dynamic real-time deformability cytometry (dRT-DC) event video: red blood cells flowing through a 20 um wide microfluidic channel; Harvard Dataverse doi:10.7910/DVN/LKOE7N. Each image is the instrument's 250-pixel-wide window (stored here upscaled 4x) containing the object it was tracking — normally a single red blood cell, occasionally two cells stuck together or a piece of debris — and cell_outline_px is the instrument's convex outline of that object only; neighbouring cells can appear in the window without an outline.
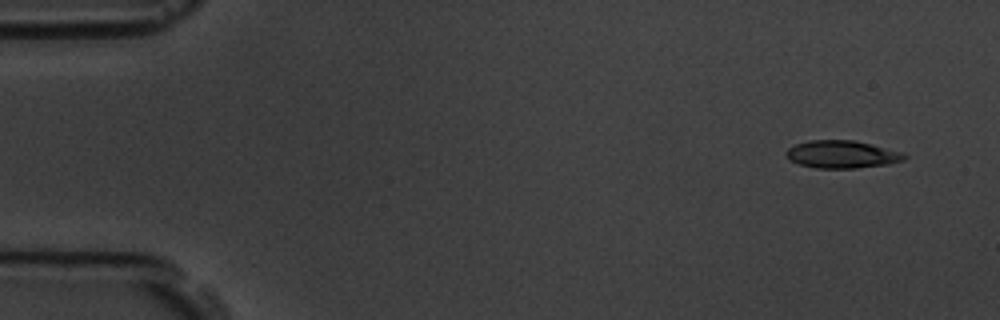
{"species": "common noctule bat (a hibernating species)", "species_latin": "Nyctalus noctula", "temperature_condition": "room temperature", "stored_images_in_passage": 5, "camera_frame_rate_fps": 3000, "um_per_image_px": 0.085, "animal": {"sex": "male", "body_mass_g": 19.5, "forearm_length_mm": 54.6}, "frame": {"image": 1, "passage_image": 1, "time_ms": 0.0, "image_size_px": [1000, 320], "cell_outline_px": [[908, 156], [904, 160], [888, 164], [856, 168], [816, 168], [800, 164], [788, 160], [784, 152], [788, 148], [796, 144], [808, 140], [856, 140], [904, 152]], "centroid_in_image_um": [71.57, 13.11], "position_along_channel_um": 13.4, "area_um2": 19.25}}
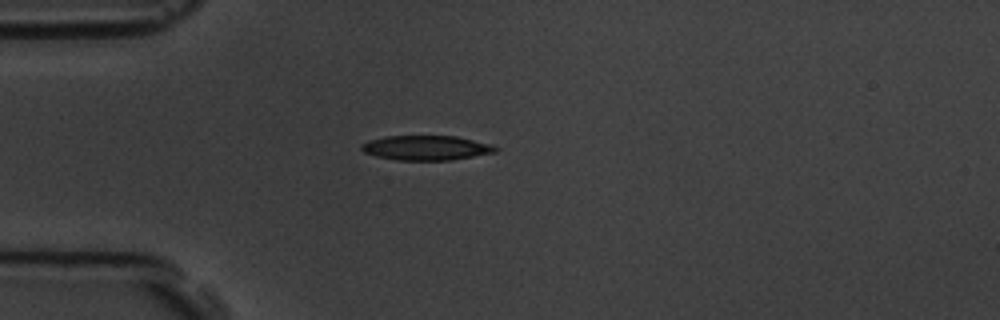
{"frame": {"image": 2, "passage_image": 4, "time_ms": 3.667, "image_size_px": [1000, 320], "cell_outline_px": [[500, 148], [496, 152], [452, 160], [396, 160], [376, 156], [364, 152], [360, 148], [360, 144], [368, 140], [384, 136], [456, 136], [492, 144]], "centroid_in_image_um": [36.23, 12.56], "position_along_channel_um": 48.8, "area_um2": 19.42}}